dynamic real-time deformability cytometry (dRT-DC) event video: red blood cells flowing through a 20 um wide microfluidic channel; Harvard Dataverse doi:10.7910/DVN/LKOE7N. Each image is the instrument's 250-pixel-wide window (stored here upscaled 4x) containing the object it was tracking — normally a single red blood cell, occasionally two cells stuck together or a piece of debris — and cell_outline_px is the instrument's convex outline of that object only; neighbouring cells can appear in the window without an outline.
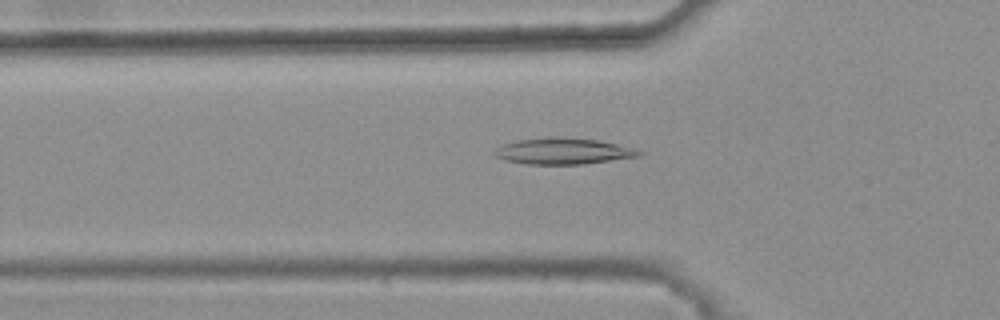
{"species": "common noctule bat (a hibernating species)", "species_latin": "Nyctalus noctula", "temperature_condition": "warm", "stored_images_in_passage": 47, "camera_frame_rate_fps": 3000, "um_per_image_px": 0.085, "animal": {"sex": "female", "body_mass_g": 25.1}, "frame": {"image": 1, "passage_image": 18, "time_ms": 5.667, "image_size_px": [1000, 320], "cell_outline_px": [[644, 152], [640, 156], [584, 164], [524, 164], [504, 160], [492, 156], [492, 152], [496, 148], [504, 144], [516, 140], [552, 136], [556, 136], [600, 140], [632, 148]], "centroid_in_image_um": [47.81, 12.84], "position_along_channel_um": 78.0, "area_um2": 22.31}}
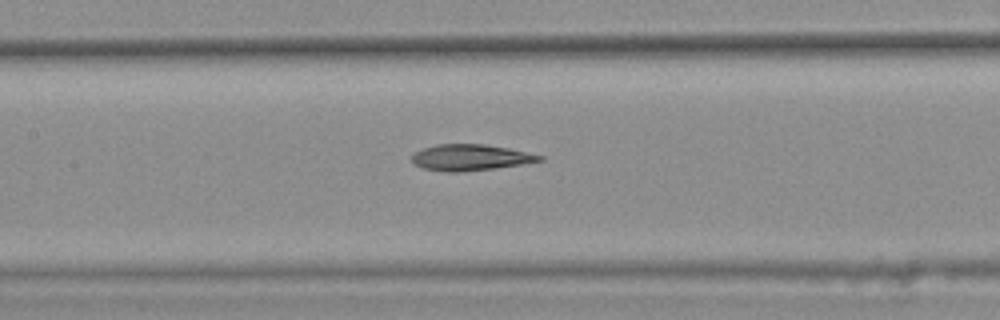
{"frame": {"image": 2, "passage_image": 25, "time_ms": 8.0, "image_size_px": [1000, 320], "cell_outline_px": [[544, 160], [520, 164], [492, 168], [460, 172], [444, 172], [424, 168], [412, 164], [412, 156], [416, 152], [424, 148], [436, 144], [484, 144], [508, 148], [544, 156]], "centroid_in_image_um": [39.95, 13.38], "position_along_channel_um": 167.4, "area_um2": 19.25}}
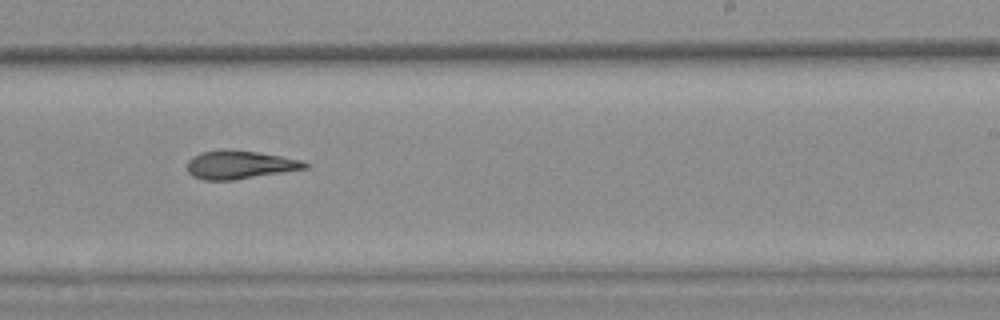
{"frame": {"image": 3, "passage_image": 33, "time_ms": 10.667, "image_size_px": [1000, 320], "cell_outline_px": [[308, 168], [284, 172], [232, 180], [204, 180], [192, 176], [188, 172], [188, 160], [192, 156], [200, 152], [256, 152], [304, 160], [308, 164]], "centroid_in_image_um": [20.4, 14.04], "position_along_channel_um": 268.6, "area_um2": 18.73}, "authors_computed_cell_mechanics": {"area_um2": 19.941, "velocity_mm_per_s": 3.8095, "shape_relaxation_time_tau1_ms": null, "shape_relaxation_time_tau2_ms": 8.2337, "deformation_change_tau1": null, "deformation_change_tau2": 0.1977}}